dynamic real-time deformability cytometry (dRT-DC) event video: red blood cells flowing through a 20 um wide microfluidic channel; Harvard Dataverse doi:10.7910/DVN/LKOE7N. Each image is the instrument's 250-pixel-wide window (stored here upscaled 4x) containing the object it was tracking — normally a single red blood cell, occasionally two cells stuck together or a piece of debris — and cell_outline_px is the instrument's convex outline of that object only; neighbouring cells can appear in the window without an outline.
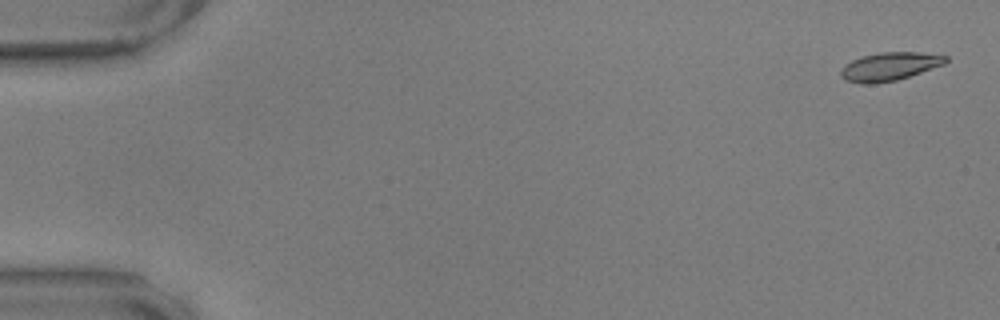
{"species": "common noctule bat (a hibernating species)", "species_latin": "Nyctalus noctula", "temperature_condition": "warm", "stored_images_in_passage": 55, "camera_frame_rate_fps": 3000, "um_per_image_px": 0.085, "animal": {"sex": "male", "body_mass_g": 17.9, "forearm_length_mm": 54.2}, "frame": {"image": 1, "passage_image": 2, "time_ms": 0.333, "image_size_px": [1000, 320], "cell_outline_px": [[948, 60], [944, 64], [896, 80], [872, 84], [860, 84], [844, 80], [840, 76], [840, 68], [844, 64], [860, 56], [880, 52], [920, 52], [948, 56]], "centroid_in_image_um": [75.55, 5.65], "position_along_channel_um": 9.5, "area_um2": 17.4}}
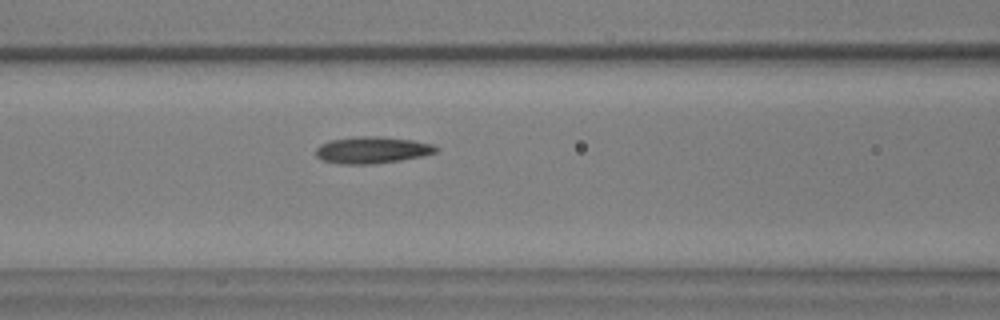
{"frame": {"image": 2, "passage_image": 25, "time_ms": 8.0, "image_size_px": [1000, 320], "cell_outline_px": [[440, 148], [436, 152], [424, 156], [400, 160], [372, 164], [340, 164], [324, 160], [316, 156], [316, 148], [320, 144], [328, 140], [360, 136], [380, 136], [412, 140], [432, 144]], "centroid_in_image_um": [31.64, 12.75], "position_along_channel_um": 135.0, "area_um2": 18.79}}
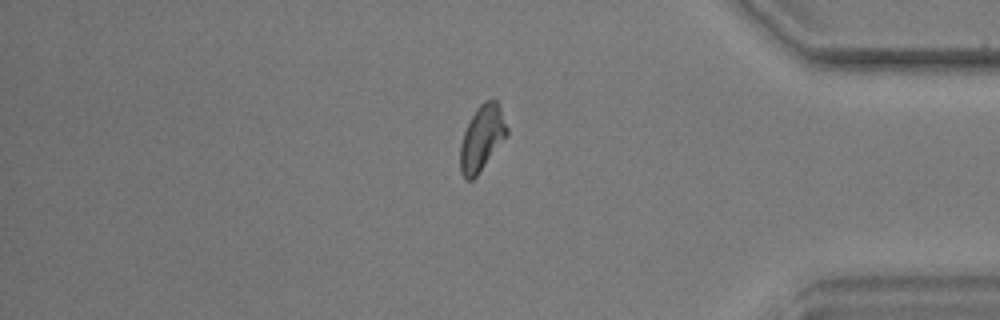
{"frame": {"image": 3, "passage_image": 49, "time_ms": 16.0, "image_size_px": [1000, 320], "cell_outline_px": [[508, 136], [476, 176], [472, 180], [464, 180], [460, 172], [460, 144], [464, 132], [476, 108], [484, 100], [496, 100], [500, 108], [508, 128]], "centroid_in_image_um": [40.96, 11.76], "position_along_channel_um": 394.2, "area_um2": 17.8}}